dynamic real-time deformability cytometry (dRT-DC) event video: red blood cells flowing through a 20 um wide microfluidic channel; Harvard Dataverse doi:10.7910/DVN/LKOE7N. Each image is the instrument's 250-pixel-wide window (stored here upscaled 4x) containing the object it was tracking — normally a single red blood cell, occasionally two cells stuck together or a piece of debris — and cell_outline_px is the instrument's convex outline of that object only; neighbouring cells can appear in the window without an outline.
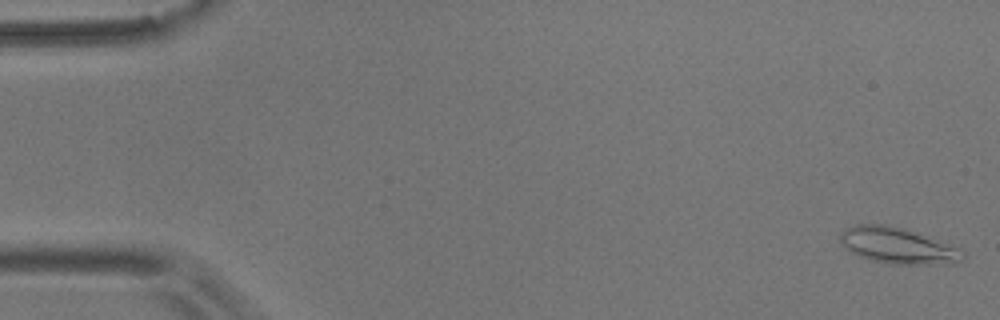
{"species": "common noctule bat (a hibernating species)", "species_latin": "Nyctalus noctula", "temperature_condition": "room temperature", "stored_images_in_passage": 11, "camera_frame_rate_fps": 3000, "um_per_image_px": 0.085, "animal": {"sex": "male", "body_mass_g": 17.9}, "frame": {"image": 1, "passage_image": 1, "time_ms": 0.0, "image_size_px": [1000, 320], "cell_outline_px": [[964, 256], [960, 260], [952, 264], [888, 264], [872, 260], [860, 256], [852, 252], [840, 240], [840, 232], [844, 228], [856, 224], [884, 224], [904, 228], [956, 248], [964, 252]], "centroid_in_image_um": [76.26, 20.88], "position_along_channel_um": 8.7, "area_um2": 25.26}}